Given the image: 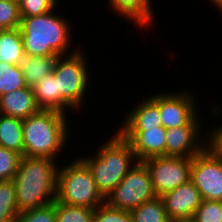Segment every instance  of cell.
Returning a JSON list of instances; mask_svg holds the SVG:
<instances>
[{"label":"cell","mask_w":222,"mask_h":222,"mask_svg":"<svg viewBox=\"0 0 222 222\" xmlns=\"http://www.w3.org/2000/svg\"><path fill=\"white\" fill-rule=\"evenodd\" d=\"M40 110L31 87L26 86L0 96L1 114L26 119Z\"/></svg>","instance_id":"obj_14"},{"label":"cell","mask_w":222,"mask_h":222,"mask_svg":"<svg viewBox=\"0 0 222 222\" xmlns=\"http://www.w3.org/2000/svg\"><path fill=\"white\" fill-rule=\"evenodd\" d=\"M214 5H216L222 12V0H210Z\"/></svg>","instance_id":"obj_33"},{"label":"cell","mask_w":222,"mask_h":222,"mask_svg":"<svg viewBox=\"0 0 222 222\" xmlns=\"http://www.w3.org/2000/svg\"><path fill=\"white\" fill-rule=\"evenodd\" d=\"M161 198L170 220L193 217L202 202L200 192L191 179L174 190L164 193Z\"/></svg>","instance_id":"obj_12"},{"label":"cell","mask_w":222,"mask_h":222,"mask_svg":"<svg viewBox=\"0 0 222 222\" xmlns=\"http://www.w3.org/2000/svg\"><path fill=\"white\" fill-rule=\"evenodd\" d=\"M159 108L162 126L165 129L187 125L198 113L193 96L184 93H163L150 97Z\"/></svg>","instance_id":"obj_10"},{"label":"cell","mask_w":222,"mask_h":222,"mask_svg":"<svg viewBox=\"0 0 222 222\" xmlns=\"http://www.w3.org/2000/svg\"><path fill=\"white\" fill-rule=\"evenodd\" d=\"M95 156L83 157L82 160L91 170L98 190L106 198L120 184L137 159L129 141L118 131L102 145Z\"/></svg>","instance_id":"obj_4"},{"label":"cell","mask_w":222,"mask_h":222,"mask_svg":"<svg viewBox=\"0 0 222 222\" xmlns=\"http://www.w3.org/2000/svg\"><path fill=\"white\" fill-rule=\"evenodd\" d=\"M54 159L22 156L13 182L18 212L53 203L57 197L58 168Z\"/></svg>","instance_id":"obj_1"},{"label":"cell","mask_w":222,"mask_h":222,"mask_svg":"<svg viewBox=\"0 0 222 222\" xmlns=\"http://www.w3.org/2000/svg\"><path fill=\"white\" fill-rule=\"evenodd\" d=\"M0 222H16V220H5V221H0Z\"/></svg>","instance_id":"obj_34"},{"label":"cell","mask_w":222,"mask_h":222,"mask_svg":"<svg viewBox=\"0 0 222 222\" xmlns=\"http://www.w3.org/2000/svg\"><path fill=\"white\" fill-rule=\"evenodd\" d=\"M90 222H132L130 211L109 206L106 202L95 208Z\"/></svg>","instance_id":"obj_27"},{"label":"cell","mask_w":222,"mask_h":222,"mask_svg":"<svg viewBox=\"0 0 222 222\" xmlns=\"http://www.w3.org/2000/svg\"><path fill=\"white\" fill-rule=\"evenodd\" d=\"M209 136L205 148L215 157L222 159V125L218 126L217 129L215 128Z\"/></svg>","instance_id":"obj_31"},{"label":"cell","mask_w":222,"mask_h":222,"mask_svg":"<svg viewBox=\"0 0 222 222\" xmlns=\"http://www.w3.org/2000/svg\"><path fill=\"white\" fill-rule=\"evenodd\" d=\"M132 222H169L161 197L142 203L130 211Z\"/></svg>","instance_id":"obj_21"},{"label":"cell","mask_w":222,"mask_h":222,"mask_svg":"<svg viewBox=\"0 0 222 222\" xmlns=\"http://www.w3.org/2000/svg\"><path fill=\"white\" fill-rule=\"evenodd\" d=\"M56 200L66 205L89 208L105 203V197L98 190L91 170L82 158L58 169Z\"/></svg>","instance_id":"obj_5"},{"label":"cell","mask_w":222,"mask_h":222,"mask_svg":"<svg viewBox=\"0 0 222 222\" xmlns=\"http://www.w3.org/2000/svg\"><path fill=\"white\" fill-rule=\"evenodd\" d=\"M113 10L133 20L139 27L149 26L152 21L151 0H110Z\"/></svg>","instance_id":"obj_17"},{"label":"cell","mask_w":222,"mask_h":222,"mask_svg":"<svg viewBox=\"0 0 222 222\" xmlns=\"http://www.w3.org/2000/svg\"><path fill=\"white\" fill-rule=\"evenodd\" d=\"M86 64L84 55L77 50L66 58L58 57L53 72L58 86V112L64 113L66 107H81L89 80Z\"/></svg>","instance_id":"obj_6"},{"label":"cell","mask_w":222,"mask_h":222,"mask_svg":"<svg viewBox=\"0 0 222 222\" xmlns=\"http://www.w3.org/2000/svg\"><path fill=\"white\" fill-rule=\"evenodd\" d=\"M21 21L18 2L0 0V30L19 28Z\"/></svg>","instance_id":"obj_25"},{"label":"cell","mask_w":222,"mask_h":222,"mask_svg":"<svg viewBox=\"0 0 222 222\" xmlns=\"http://www.w3.org/2000/svg\"><path fill=\"white\" fill-rule=\"evenodd\" d=\"M21 157L18 152L0 146V181L13 180Z\"/></svg>","instance_id":"obj_26"},{"label":"cell","mask_w":222,"mask_h":222,"mask_svg":"<svg viewBox=\"0 0 222 222\" xmlns=\"http://www.w3.org/2000/svg\"><path fill=\"white\" fill-rule=\"evenodd\" d=\"M169 222H196V221L193 217H187V218L171 219Z\"/></svg>","instance_id":"obj_32"},{"label":"cell","mask_w":222,"mask_h":222,"mask_svg":"<svg viewBox=\"0 0 222 222\" xmlns=\"http://www.w3.org/2000/svg\"><path fill=\"white\" fill-rule=\"evenodd\" d=\"M128 114L119 131H145L147 128L162 126L158 105L151 98L143 100Z\"/></svg>","instance_id":"obj_15"},{"label":"cell","mask_w":222,"mask_h":222,"mask_svg":"<svg viewBox=\"0 0 222 222\" xmlns=\"http://www.w3.org/2000/svg\"><path fill=\"white\" fill-rule=\"evenodd\" d=\"M16 222H56L55 201L40 208L20 212Z\"/></svg>","instance_id":"obj_29"},{"label":"cell","mask_w":222,"mask_h":222,"mask_svg":"<svg viewBox=\"0 0 222 222\" xmlns=\"http://www.w3.org/2000/svg\"><path fill=\"white\" fill-rule=\"evenodd\" d=\"M57 0H19L18 6L21 17L37 16L52 11Z\"/></svg>","instance_id":"obj_30"},{"label":"cell","mask_w":222,"mask_h":222,"mask_svg":"<svg viewBox=\"0 0 222 222\" xmlns=\"http://www.w3.org/2000/svg\"><path fill=\"white\" fill-rule=\"evenodd\" d=\"M190 179L202 200L222 201V159L206 148L192 157Z\"/></svg>","instance_id":"obj_9"},{"label":"cell","mask_w":222,"mask_h":222,"mask_svg":"<svg viewBox=\"0 0 222 222\" xmlns=\"http://www.w3.org/2000/svg\"><path fill=\"white\" fill-rule=\"evenodd\" d=\"M196 115L187 125L166 129L165 156L193 157L205 149L197 140L200 128ZM199 128V129H198Z\"/></svg>","instance_id":"obj_11"},{"label":"cell","mask_w":222,"mask_h":222,"mask_svg":"<svg viewBox=\"0 0 222 222\" xmlns=\"http://www.w3.org/2000/svg\"><path fill=\"white\" fill-rule=\"evenodd\" d=\"M23 119L0 113V146L24 155Z\"/></svg>","instance_id":"obj_18"},{"label":"cell","mask_w":222,"mask_h":222,"mask_svg":"<svg viewBox=\"0 0 222 222\" xmlns=\"http://www.w3.org/2000/svg\"><path fill=\"white\" fill-rule=\"evenodd\" d=\"M18 214L13 180L0 181V221L16 220Z\"/></svg>","instance_id":"obj_22"},{"label":"cell","mask_w":222,"mask_h":222,"mask_svg":"<svg viewBox=\"0 0 222 222\" xmlns=\"http://www.w3.org/2000/svg\"><path fill=\"white\" fill-rule=\"evenodd\" d=\"M156 197L146 165L137 161L120 184L106 196L105 202L113 208L132 211Z\"/></svg>","instance_id":"obj_7"},{"label":"cell","mask_w":222,"mask_h":222,"mask_svg":"<svg viewBox=\"0 0 222 222\" xmlns=\"http://www.w3.org/2000/svg\"><path fill=\"white\" fill-rule=\"evenodd\" d=\"M65 115L54 110H40L23 119L24 156L55 159L68 140Z\"/></svg>","instance_id":"obj_3"},{"label":"cell","mask_w":222,"mask_h":222,"mask_svg":"<svg viewBox=\"0 0 222 222\" xmlns=\"http://www.w3.org/2000/svg\"><path fill=\"white\" fill-rule=\"evenodd\" d=\"M21 17V31L25 53L31 56H64L70 46L69 21L53 13Z\"/></svg>","instance_id":"obj_2"},{"label":"cell","mask_w":222,"mask_h":222,"mask_svg":"<svg viewBox=\"0 0 222 222\" xmlns=\"http://www.w3.org/2000/svg\"><path fill=\"white\" fill-rule=\"evenodd\" d=\"M95 208L66 205L55 200L56 222H90Z\"/></svg>","instance_id":"obj_24"},{"label":"cell","mask_w":222,"mask_h":222,"mask_svg":"<svg viewBox=\"0 0 222 222\" xmlns=\"http://www.w3.org/2000/svg\"><path fill=\"white\" fill-rule=\"evenodd\" d=\"M25 53L19 28L0 30V62L17 65Z\"/></svg>","instance_id":"obj_19"},{"label":"cell","mask_w":222,"mask_h":222,"mask_svg":"<svg viewBox=\"0 0 222 222\" xmlns=\"http://www.w3.org/2000/svg\"><path fill=\"white\" fill-rule=\"evenodd\" d=\"M142 162L148 169L153 189L159 197L190 180L192 157L156 156Z\"/></svg>","instance_id":"obj_8"},{"label":"cell","mask_w":222,"mask_h":222,"mask_svg":"<svg viewBox=\"0 0 222 222\" xmlns=\"http://www.w3.org/2000/svg\"><path fill=\"white\" fill-rule=\"evenodd\" d=\"M32 89L41 110L58 111V86L53 73L43 77Z\"/></svg>","instance_id":"obj_20"},{"label":"cell","mask_w":222,"mask_h":222,"mask_svg":"<svg viewBox=\"0 0 222 222\" xmlns=\"http://www.w3.org/2000/svg\"><path fill=\"white\" fill-rule=\"evenodd\" d=\"M193 218L196 222H222V201L202 200Z\"/></svg>","instance_id":"obj_28"},{"label":"cell","mask_w":222,"mask_h":222,"mask_svg":"<svg viewBox=\"0 0 222 222\" xmlns=\"http://www.w3.org/2000/svg\"><path fill=\"white\" fill-rule=\"evenodd\" d=\"M58 57H35L24 53L18 60L17 66L23 72L26 85L32 88L47 74L53 73Z\"/></svg>","instance_id":"obj_16"},{"label":"cell","mask_w":222,"mask_h":222,"mask_svg":"<svg viewBox=\"0 0 222 222\" xmlns=\"http://www.w3.org/2000/svg\"><path fill=\"white\" fill-rule=\"evenodd\" d=\"M26 86L23 72L17 65L0 62V96Z\"/></svg>","instance_id":"obj_23"},{"label":"cell","mask_w":222,"mask_h":222,"mask_svg":"<svg viewBox=\"0 0 222 222\" xmlns=\"http://www.w3.org/2000/svg\"><path fill=\"white\" fill-rule=\"evenodd\" d=\"M131 144L137 161L165 156L166 129L163 126L145 131H118Z\"/></svg>","instance_id":"obj_13"}]
</instances>
